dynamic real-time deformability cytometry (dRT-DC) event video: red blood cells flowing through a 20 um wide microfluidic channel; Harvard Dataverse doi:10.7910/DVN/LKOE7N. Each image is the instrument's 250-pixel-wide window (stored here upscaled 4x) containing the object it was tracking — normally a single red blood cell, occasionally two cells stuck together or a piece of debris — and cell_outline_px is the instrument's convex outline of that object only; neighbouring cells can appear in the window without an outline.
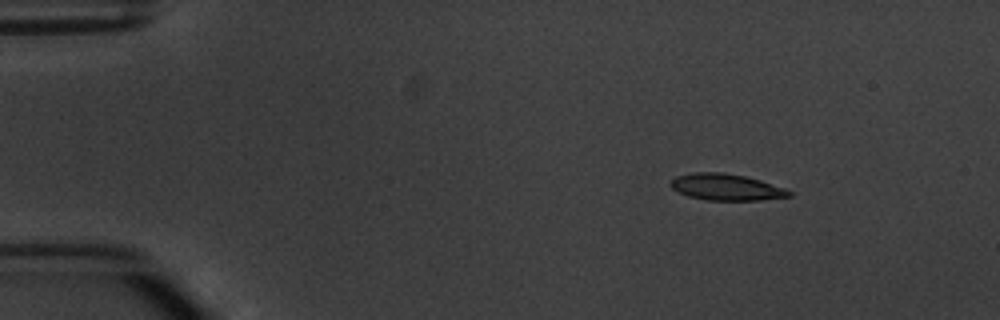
{"species": "common noctule bat (a hibernating species)", "species_latin": "Nyctalus noctula", "temperature_condition": "warm", "stored_images_in_passage": 5, "camera_frame_rate_fps": 3000, "um_per_image_px": 0.085, "animal": {"sex": "male", "body_mass_g": 20.1, "forearm_length_mm": 53.5}, "frame": {"image": 1, "passage_image": 2, "time_ms": 1.333, "image_size_px": [1000, 320], "cell_outline_px": [[792, 196], [760, 200], [708, 200], [688, 196], [672, 188], [668, 184], [676, 176], [692, 172], [724, 172], [744, 176], [760, 180], [784, 188], [792, 192]], "centroid_in_image_um": [61.71, 15.9], "position_along_channel_um": 23.3, "area_um2": 18.21}}
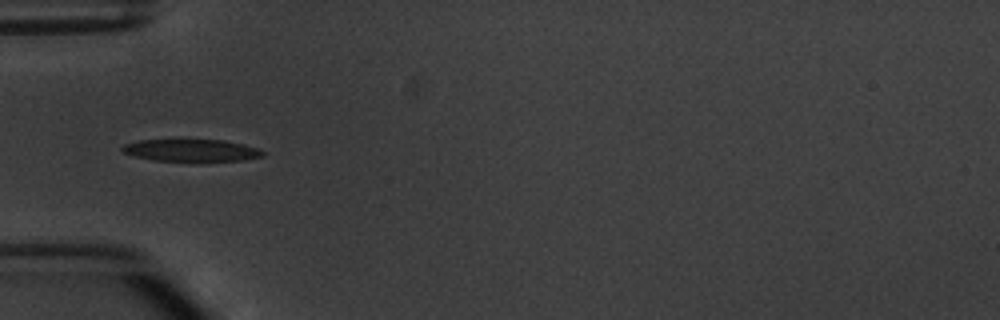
{"frame": {"image": 2, "passage_image": 5, "time_ms": 4.667, "image_size_px": [1000, 320], "cell_outline_px": [[264, 156], [244, 160], [200, 164], [196, 164], [156, 160], [136, 156], [124, 152], [120, 148], [124, 144], [140, 140], [184, 136], [224, 140], [244, 144], [256, 148], [264, 152]], "centroid_in_image_um": [16.28, 12.76], "position_along_channel_um": 68.7, "area_um2": 20.17}}